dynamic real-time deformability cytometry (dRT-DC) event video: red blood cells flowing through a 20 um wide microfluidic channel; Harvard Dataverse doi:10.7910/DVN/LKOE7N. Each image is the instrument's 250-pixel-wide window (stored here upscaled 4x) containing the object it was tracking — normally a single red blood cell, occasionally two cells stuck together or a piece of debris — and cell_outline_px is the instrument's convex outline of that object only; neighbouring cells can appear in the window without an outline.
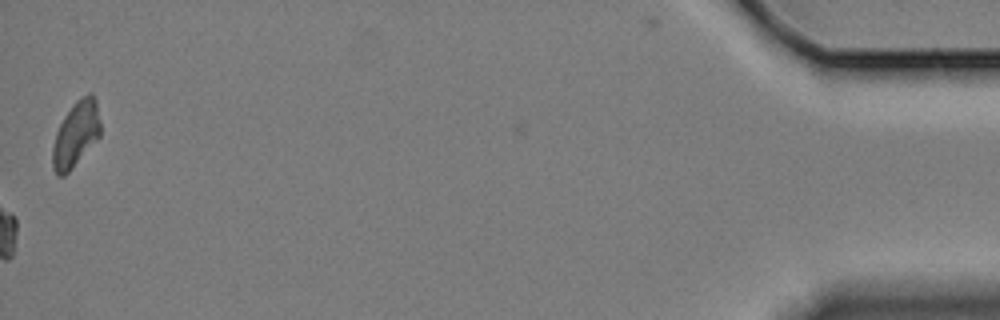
{"species": "Egyptian fruit bat (a non-hibernating species)", "species_latin": "Rousettus aegyptiacus", "temperature_condition": "cold", "stored_images_in_passage": 60, "camera_frame_rate_fps": 3000, "um_per_image_px": 0.085, "animal": {"sex": "female"}, "frame": {"image": 1, "passage_image": 60, "time_ms": 19.667, "image_size_px": [1000, 320], "cell_outline_px": [[100, 136], [72, 168], [64, 176], [56, 176], [52, 168], [52, 148], [56, 132], [64, 116], [72, 104], [80, 96], [88, 92], [92, 92], [96, 100], [100, 120]], "centroid_in_image_um": [6.44, 11.38], "position_along_channel_um": 428.8, "area_um2": 18.44}, "authors_computed_cell_mechanics": {"area_um2": 18.0625, "velocity_mm_per_s": 3.3356, "shape_relaxation_time_tau1_ms": 3.9254, "shape_relaxation_time_tau2_ms": null, "deformation_change_tau1": 0.1328, "deformation_change_tau2": null}}